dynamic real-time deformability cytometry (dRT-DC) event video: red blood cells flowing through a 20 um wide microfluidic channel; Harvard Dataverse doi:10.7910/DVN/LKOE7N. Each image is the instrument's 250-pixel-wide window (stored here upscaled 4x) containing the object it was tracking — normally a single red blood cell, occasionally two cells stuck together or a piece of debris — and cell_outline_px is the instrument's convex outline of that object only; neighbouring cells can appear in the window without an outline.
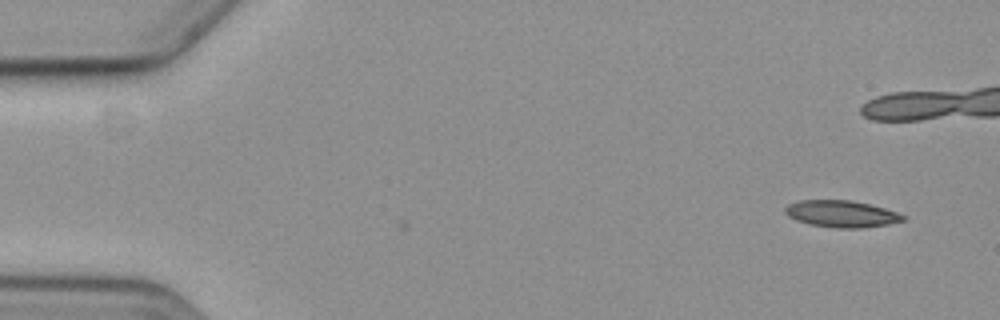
{"species": "common noctule bat (a hibernating species)", "species_latin": "Nyctalus noctula", "temperature_condition": "cold", "stored_images_in_passage": 6, "camera_frame_rate_fps": 3000, "um_per_image_px": 0.085, "animal": {"sex": "female", "body_mass_g": 19.3, "forearm_length_mm": 54.1}, "frame": {"image": 1, "passage_image": 1, "time_ms": 0.0, "image_size_px": [1000, 320], "cell_outline_px": [[908, 216], [904, 220], [888, 224], [864, 228], [836, 228], [808, 224], [796, 220], [788, 216], [784, 212], [784, 208], [788, 204], [800, 200], [852, 200], [884, 208]], "centroid_in_image_um": [71.51, 18.18], "position_along_channel_um": 13.5, "area_um2": 18.5}}